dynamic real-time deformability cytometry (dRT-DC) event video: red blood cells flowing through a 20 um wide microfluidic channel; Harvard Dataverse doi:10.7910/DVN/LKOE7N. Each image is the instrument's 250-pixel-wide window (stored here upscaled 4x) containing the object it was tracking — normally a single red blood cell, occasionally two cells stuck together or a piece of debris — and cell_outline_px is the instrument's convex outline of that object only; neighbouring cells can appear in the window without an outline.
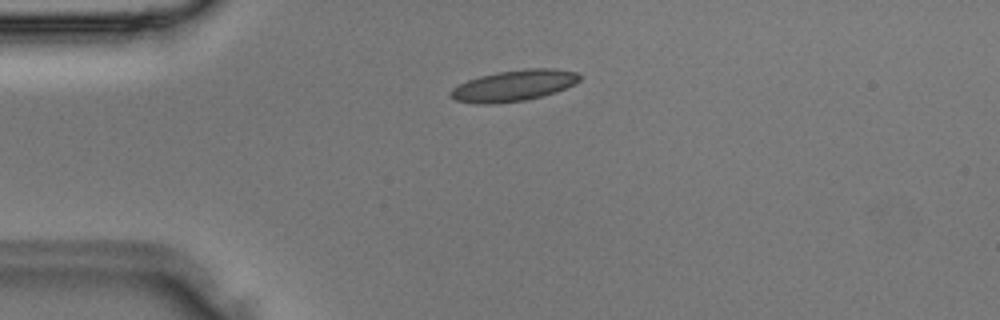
{"species": "Egyptian fruit bat (a non-hibernating species)", "species_latin": "Rousettus aegyptiacus", "temperature_condition": "room temperature", "stored_images_in_passage": 2, "camera_frame_rate_fps": 3000, "um_per_image_px": 0.085, "animal": {"sex": "male"}, "frame": {"image": 1, "passage_image": 1, "time_ms": 0.0, "image_size_px": [1000, 320], "cell_outline_px": [[584, 76], [576, 84], [556, 92], [544, 96], [524, 100], [496, 104], [476, 104], [456, 100], [448, 92], [452, 88], [468, 80], [480, 76], [496, 72], [524, 68], [548, 68], [576, 72]], "centroid_in_image_um": [43.71, 7.27], "position_along_channel_um": 41.3, "area_um2": 23.58}}